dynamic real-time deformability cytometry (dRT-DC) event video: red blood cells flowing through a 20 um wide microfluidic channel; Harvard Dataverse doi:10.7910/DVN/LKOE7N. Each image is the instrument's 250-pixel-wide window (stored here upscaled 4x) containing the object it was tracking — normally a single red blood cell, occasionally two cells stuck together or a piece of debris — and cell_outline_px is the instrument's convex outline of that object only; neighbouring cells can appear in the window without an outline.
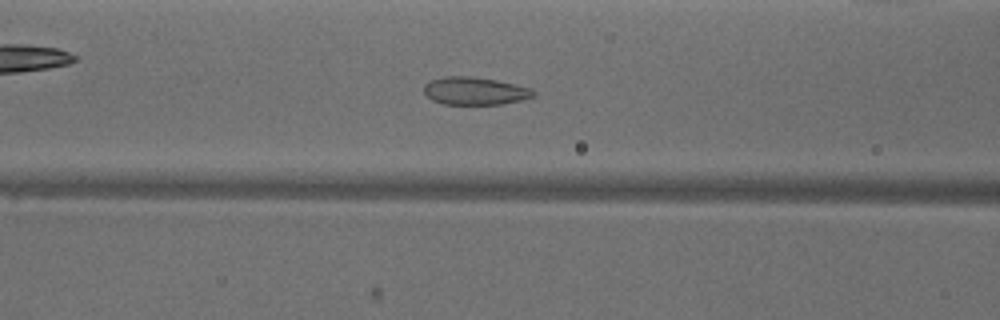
{"species": "common noctule bat (a hibernating species)", "species_latin": "Nyctalus noctula", "temperature_condition": "warm", "stored_images_in_passage": 50, "camera_frame_rate_fps": 3000, "um_per_image_px": 0.085, "animal": {"sex": "male", "body_mass_g": 18.8}, "frame": {"image": 1, "passage_image": 19, "time_ms": 6.0, "image_size_px": [1000, 320], "cell_outline_px": [[536, 96], [520, 100], [500, 104], [444, 104], [432, 100], [424, 92], [424, 84], [428, 80], [444, 76], [472, 76], [496, 80], [516, 84], [532, 88], [536, 92]], "centroid_in_image_um": [40.37, 7.72], "position_along_channel_um": 126.2, "area_um2": 17.86}}
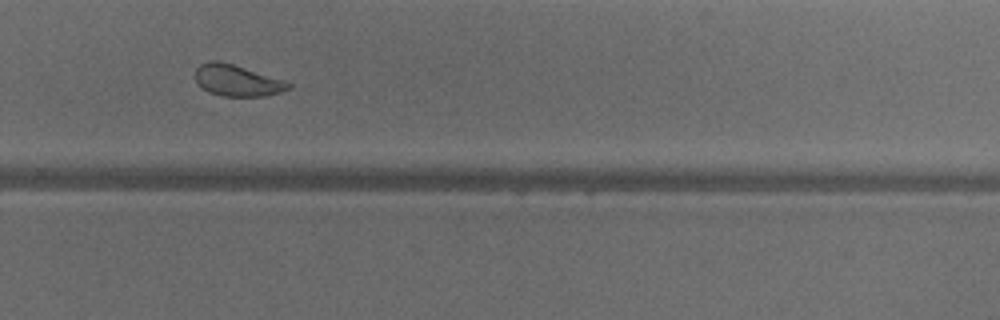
{"frame": {"image": 2, "passage_image": 33, "time_ms": 10.667, "image_size_px": [1000, 320], "cell_outline_px": [[292, 88], [268, 96], [220, 96], [208, 92], [196, 80], [196, 68], [200, 64], [208, 60], [216, 60], [232, 64], [284, 80], [292, 84]], "centroid_in_image_um": [20.17, 6.85], "position_along_channel_um": 309.6, "area_um2": 16.94}}
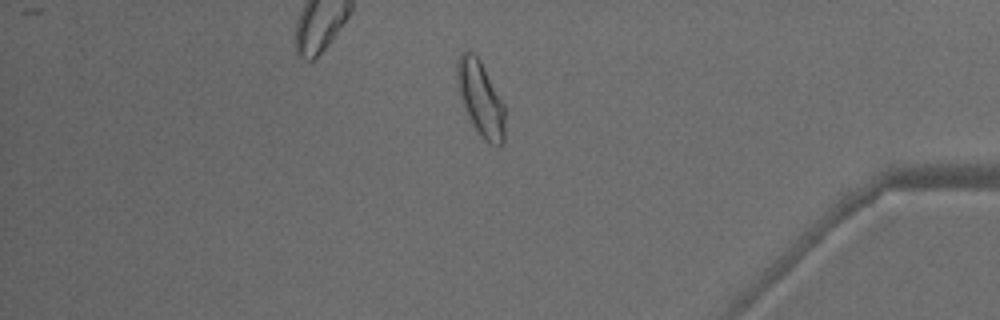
{"frame": {"image": 3, "passage_image": 42, "time_ms": 13.667, "image_size_px": [1000, 320], "cell_outline_px": [[504, 140], [500, 144], [488, 144], [480, 136], [472, 124], [464, 108], [460, 96], [456, 76], [456, 64], [460, 52], [472, 52], [480, 60], [504, 104]], "centroid_in_image_um": [40.83, 8.38], "position_along_channel_um": 394.4, "area_um2": 20.69}, "authors_computed_cell_mechanics": {"area_um2": 19.8254, "velocity_mm_per_s": 3.9408, "shape_relaxation_time_tau1_ms": 8.2104, "shape_relaxation_time_tau2_ms": 1.3005, "deformation_change_tau1": 0.1597, "deformation_change_tau2": 0.0738}}